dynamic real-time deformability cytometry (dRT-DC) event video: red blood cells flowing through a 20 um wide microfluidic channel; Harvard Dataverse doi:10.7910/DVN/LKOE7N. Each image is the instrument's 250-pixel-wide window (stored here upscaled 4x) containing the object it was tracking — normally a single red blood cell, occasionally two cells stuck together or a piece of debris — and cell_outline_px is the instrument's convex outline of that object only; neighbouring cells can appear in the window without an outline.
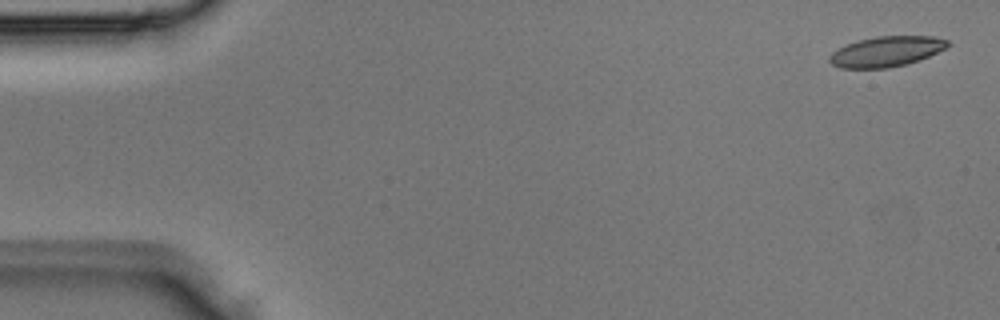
{"species": "Egyptian fruit bat (a non-hibernating species)", "species_latin": "Rousettus aegyptiacus", "temperature_condition": "room temperature", "stored_images_in_passage": 4, "camera_frame_rate_fps": 3000, "um_per_image_px": 0.085, "animal": {"sex": "male"}, "frame": {"image": 1, "passage_image": 1, "time_ms": 0.0, "image_size_px": [1000, 320], "cell_outline_px": [[952, 44], [920, 60], [908, 64], [888, 68], [840, 68], [832, 64], [828, 60], [828, 56], [836, 48], [856, 40], [876, 36], [932, 36], [948, 40]], "centroid_in_image_um": [75.3, 4.37], "position_along_channel_um": 9.7, "area_um2": 21.1}}